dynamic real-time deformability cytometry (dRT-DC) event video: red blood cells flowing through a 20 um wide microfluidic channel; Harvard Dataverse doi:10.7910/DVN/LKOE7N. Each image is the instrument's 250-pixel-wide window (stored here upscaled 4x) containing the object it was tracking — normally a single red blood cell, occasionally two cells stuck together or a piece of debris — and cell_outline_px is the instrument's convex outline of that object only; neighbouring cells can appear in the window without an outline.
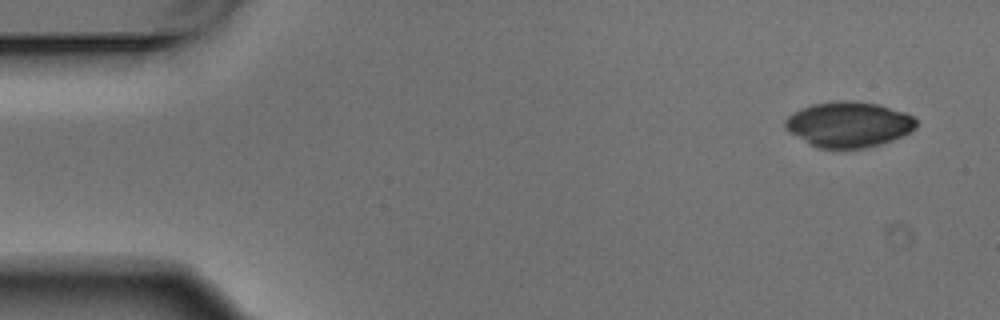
{"species": "Egyptian fruit bat (a non-hibernating species)", "species_latin": "Rousettus aegyptiacus", "temperature_condition": "warm", "stored_images_in_passage": 5, "camera_frame_rate_fps": 3000, "um_per_image_px": 0.085, "animal": {"sex": "male"}, "frame": {"image": 1, "passage_image": 1, "time_ms": 0.0, "image_size_px": [1000, 320], "cell_outline_px": [[916, 128], [892, 140], [880, 144], [864, 148], [820, 148], [812, 144], [784, 128], [784, 120], [792, 112], [800, 108], [812, 104], [836, 100], [852, 100], [880, 104], [904, 112], [912, 116], [916, 120]], "centroid_in_image_um": [72.13, 10.54], "position_along_channel_um": 12.9, "area_um2": 34.56}}